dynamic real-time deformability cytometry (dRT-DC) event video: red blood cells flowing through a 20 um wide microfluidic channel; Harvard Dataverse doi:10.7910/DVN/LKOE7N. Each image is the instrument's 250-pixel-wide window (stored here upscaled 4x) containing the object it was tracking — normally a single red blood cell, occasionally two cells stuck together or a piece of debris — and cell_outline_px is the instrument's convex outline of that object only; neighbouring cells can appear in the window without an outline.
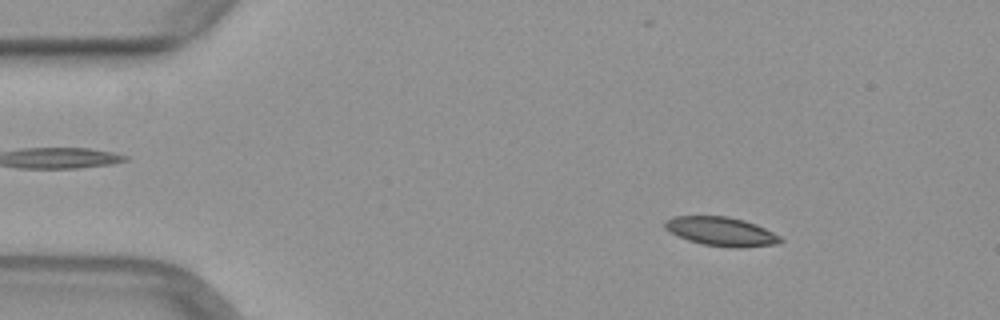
{"species": "common noctule bat (a hibernating species)", "species_latin": "Nyctalus noctula", "temperature_condition": "warm", "stored_images_in_passage": 46, "camera_frame_rate_fps": 3000, "um_per_image_px": 0.085, "animal": {"sex": "female", "body_mass_g": 29.2, "forearm_length_mm": 56.3}, "frame": {"image": 1, "passage_image": 3, "time_ms": 0.667, "image_size_px": [1000, 320], "cell_outline_px": [[784, 240], [780, 244], [740, 248], [732, 248], [704, 244], [688, 240], [676, 236], [664, 228], [664, 220], [672, 216], [728, 216], [744, 220], [756, 224], [780, 236]], "centroid_in_image_um": [61.3, 19.68], "position_along_channel_um": 23.7, "area_um2": 19.71}}
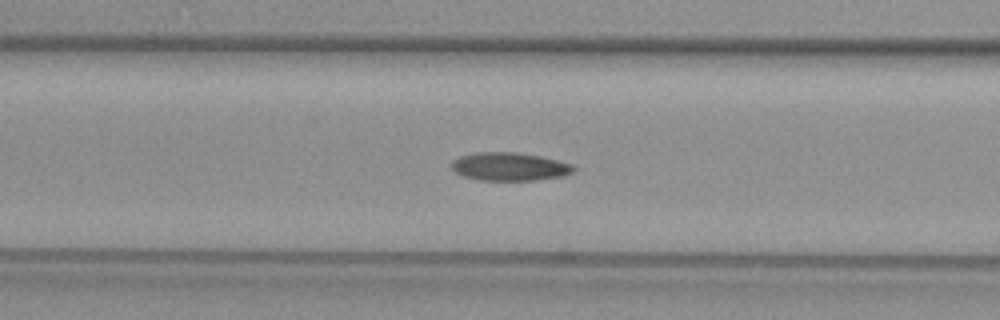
{"frame": {"image": 2, "passage_image": 16, "time_ms": 5.0, "image_size_px": [1000, 320], "cell_outline_px": [[576, 168], [572, 172], [560, 176], [536, 180], [480, 180], [464, 176], [456, 172], [452, 168], [452, 160], [460, 156], [476, 152], [516, 152], [540, 156], [572, 164]], "centroid_in_image_um": [43.29, 14.15], "position_along_channel_um": 123.3, "area_um2": 19.88}}
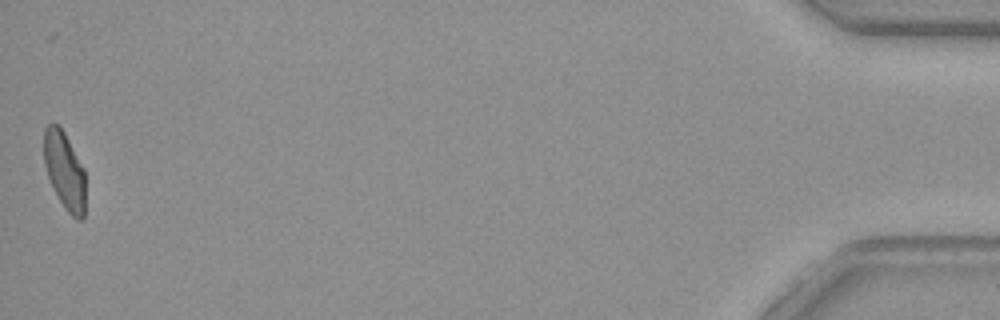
{"frame": {"image": 3, "passage_image": 46, "time_ms": 15.0, "image_size_px": [1000, 320], "cell_outline_px": [[84, 220], [76, 220], [64, 208], [52, 188], [44, 164], [44, 128], [48, 124], [56, 124], [64, 132], [84, 168]], "centroid_in_image_um": [5.48, 14.53], "position_along_channel_um": 429.7, "area_um2": 18.73}}